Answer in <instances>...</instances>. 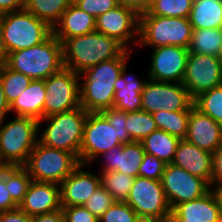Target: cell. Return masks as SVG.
<instances>
[{"instance_id": "obj_1", "label": "cell", "mask_w": 222, "mask_h": 222, "mask_svg": "<svg viewBox=\"0 0 222 222\" xmlns=\"http://www.w3.org/2000/svg\"><path fill=\"white\" fill-rule=\"evenodd\" d=\"M127 112L113 108L89 112L84 124L79 162L92 165L100 154L111 148L134 142L126 129Z\"/></svg>"}, {"instance_id": "obj_2", "label": "cell", "mask_w": 222, "mask_h": 222, "mask_svg": "<svg viewBox=\"0 0 222 222\" xmlns=\"http://www.w3.org/2000/svg\"><path fill=\"white\" fill-rule=\"evenodd\" d=\"M132 51L125 50L119 57L103 61L79 74L80 105L86 112H101L114 107L115 82Z\"/></svg>"}, {"instance_id": "obj_3", "label": "cell", "mask_w": 222, "mask_h": 222, "mask_svg": "<svg viewBox=\"0 0 222 222\" xmlns=\"http://www.w3.org/2000/svg\"><path fill=\"white\" fill-rule=\"evenodd\" d=\"M62 46L64 68L77 74L103 61L115 59L126 50L116 39L97 31L68 38Z\"/></svg>"}, {"instance_id": "obj_4", "label": "cell", "mask_w": 222, "mask_h": 222, "mask_svg": "<svg viewBox=\"0 0 222 222\" xmlns=\"http://www.w3.org/2000/svg\"><path fill=\"white\" fill-rule=\"evenodd\" d=\"M88 113L80 106L40 119L38 121V142L49 148L73 153L79 160L84 124ZM43 124H45V128L42 129Z\"/></svg>"}, {"instance_id": "obj_5", "label": "cell", "mask_w": 222, "mask_h": 222, "mask_svg": "<svg viewBox=\"0 0 222 222\" xmlns=\"http://www.w3.org/2000/svg\"><path fill=\"white\" fill-rule=\"evenodd\" d=\"M6 66L32 80H45L64 68L62 43L52 34L39 45L9 53Z\"/></svg>"}, {"instance_id": "obj_6", "label": "cell", "mask_w": 222, "mask_h": 222, "mask_svg": "<svg viewBox=\"0 0 222 222\" xmlns=\"http://www.w3.org/2000/svg\"><path fill=\"white\" fill-rule=\"evenodd\" d=\"M37 142V119L14 116L8 121L4 118L0 125V165L24 166Z\"/></svg>"}, {"instance_id": "obj_7", "label": "cell", "mask_w": 222, "mask_h": 222, "mask_svg": "<svg viewBox=\"0 0 222 222\" xmlns=\"http://www.w3.org/2000/svg\"><path fill=\"white\" fill-rule=\"evenodd\" d=\"M192 33L189 18L140 15L137 45L140 48L173 45L188 49Z\"/></svg>"}, {"instance_id": "obj_8", "label": "cell", "mask_w": 222, "mask_h": 222, "mask_svg": "<svg viewBox=\"0 0 222 222\" xmlns=\"http://www.w3.org/2000/svg\"><path fill=\"white\" fill-rule=\"evenodd\" d=\"M0 26L8 53L41 44L53 34V28L25 8L0 15Z\"/></svg>"}, {"instance_id": "obj_9", "label": "cell", "mask_w": 222, "mask_h": 222, "mask_svg": "<svg viewBox=\"0 0 222 222\" xmlns=\"http://www.w3.org/2000/svg\"><path fill=\"white\" fill-rule=\"evenodd\" d=\"M79 164L73 153L49 148L37 142L24 167L33 181L60 185Z\"/></svg>"}, {"instance_id": "obj_10", "label": "cell", "mask_w": 222, "mask_h": 222, "mask_svg": "<svg viewBox=\"0 0 222 222\" xmlns=\"http://www.w3.org/2000/svg\"><path fill=\"white\" fill-rule=\"evenodd\" d=\"M141 92V110L149 113L163 111H190L194 99L183 83L158 82L148 79Z\"/></svg>"}, {"instance_id": "obj_11", "label": "cell", "mask_w": 222, "mask_h": 222, "mask_svg": "<svg viewBox=\"0 0 222 222\" xmlns=\"http://www.w3.org/2000/svg\"><path fill=\"white\" fill-rule=\"evenodd\" d=\"M44 117L80 107L79 74L63 68L44 80Z\"/></svg>"}, {"instance_id": "obj_12", "label": "cell", "mask_w": 222, "mask_h": 222, "mask_svg": "<svg viewBox=\"0 0 222 222\" xmlns=\"http://www.w3.org/2000/svg\"><path fill=\"white\" fill-rule=\"evenodd\" d=\"M140 218L168 219L171 207L160 180L137 176L126 200Z\"/></svg>"}, {"instance_id": "obj_13", "label": "cell", "mask_w": 222, "mask_h": 222, "mask_svg": "<svg viewBox=\"0 0 222 222\" xmlns=\"http://www.w3.org/2000/svg\"><path fill=\"white\" fill-rule=\"evenodd\" d=\"M160 181L171 209L179 203L200 198L211 189L204 179L172 163L166 165Z\"/></svg>"}, {"instance_id": "obj_14", "label": "cell", "mask_w": 222, "mask_h": 222, "mask_svg": "<svg viewBox=\"0 0 222 222\" xmlns=\"http://www.w3.org/2000/svg\"><path fill=\"white\" fill-rule=\"evenodd\" d=\"M139 16L135 10L118 5L96 18V31L116 39L127 50L134 51L131 46L134 43L137 47L138 44Z\"/></svg>"}, {"instance_id": "obj_15", "label": "cell", "mask_w": 222, "mask_h": 222, "mask_svg": "<svg viewBox=\"0 0 222 222\" xmlns=\"http://www.w3.org/2000/svg\"><path fill=\"white\" fill-rule=\"evenodd\" d=\"M182 83L193 99L221 85L222 67L217 56L189 52Z\"/></svg>"}, {"instance_id": "obj_16", "label": "cell", "mask_w": 222, "mask_h": 222, "mask_svg": "<svg viewBox=\"0 0 222 222\" xmlns=\"http://www.w3.org/2000/svg\"><path fill=\"white\" fill-rule=\"evenodd\" d=\"M188 49L180 46H162L152 48L148 73V79L158 82L182 83Z\"/></svg>"}, {"instance_id": "obj_17", "label": "cell", "mask_w": 222, "mask_h": 222, "mask_svg": "<svg viewBox=\"0 0 222 222\" xmlns=\"http://www.w3.org/2000/svg\"><path fill=\"white\" fill-rule=\"evenodd\" d=\"M85 168L88 165L79 166L60 183L61 206L71 207L83 205L92 193L101 185L100 174L92 173Z\"/></svg>"}, {"instance_id": "obj_18", "label": "cell", "mask_w": 222, "mask_h": 222, "mask_svg": "<svg viewBox=\"0 0 222 222\" xmlns=\"http://www.w3.org/2000/svg\"><path fill=\"white\" fill-rule=\"evenodd\" d=\"M144 155L142 143L131 142L115 146L100 154L95 160H103L99 172L117 171L136 178Z\"/></svg>"}, {"instance_id": "obj_19", "label": "cell", "mask_w": 222, "mask_h": 222, "mask_svg": "<svg viewBox=\"0 0 222 222\" xmlns=\"http://www.w3.org/2000/svg\"><path fill=\"white\" fill-rule=\"evenodd\" d=\"M168 219H185V222H221L222 209L215 190L210 189L200 198L179 203Z\"/></svg>"}, {"instance_id": "obj_20", "label": "cell", "mask_w": 222, "mask_h": 222, "mask_svg": "<svg viewBox=\"0 0 222 222\" xmlns=\"http://www.w3.org/2000/svg\"><path fill=\"white\" fill-rule=\"evenodd\" d=\"M185 139L198 148L213 153L222 143V125L193 106Z\"/></svg>"}, {"instance_id": "obj_21", "label": "cell", "mask_w": 222, "mask_h": 222, "mask_svg": "<svg viewBox=\"0 0 222 222\" xmlns=\"http://www.w3.org/2000/svg\"><path fill=\"white\" fill-rule=\"evenodd\" d=\"M19 208L29 216L47 214L62 209L60 185L32 181Z\"/></svg>"}, {"instance_id": "obj_22", "label": "cell", "mask_w": 222, "mask_h": 222, "mask_svg": "<svg viewBox=\"0 0 222 222\" xmlns=\"http://www.w3.org/2000/svg\"><path fill=\"white\" fill-rule=\"evenodd\" d=\"M172 164L204 179L211 188L212 153L198 148L186 139H180Z\"/></svg>"}, {"instance_id": "obj_23", "label": "cell", "mask_w": 222, "mask_h": 222, "mask_svg": "<svg viewBox=\"0 0 222 222\" xmlns=\"http://www.w3.org/2000/svg\"><path fill=\"white\" fill-rule=\"evenodd\" d=\"M96 31V18L73 2L53 27V35L63 43L66 39Z\"/></svg>"}, {"instance_id": "obj_24", "label": "cell", "mask_w": 222, "mask_h": 222, "mask_svg": "<svg viewBox=\"0 0 222 222\" xmlns=\"http://www.w3.org/2000/svg\"><path fill=\"white\" fill-rule=\"evenodd\" d=\"M127 63L124 64L121 76L114 84V108L124 112H137L141 110V92L146 81L134 76L133 72L127 74Z\"/></svg>"}, {"instance_id": "obj_25", "label": "cell", "mask_w": 222, "mask_h": 222, "mask_svg": "<svg viewBox=\"0 0 222 222\" xmlns=\"http://www.w3.org/2000/svg\"><path fill=\"white\" fill-rule=\"evenodd\" d=\"M45 98L44 80H32L25 91L9 105L10 114L14 112L15 116L32 117L39 121L44 118Z\"/></svg>"}, {"instance_id": "obj_26", "label": "cell", "mask_w": 222, "mask_h": 222, "mask_svg": "<svg viewBox=\"0 0 222 222\" xmlns=\"http://www.w3.org/2000/svg\"><path fill=\"white\" fill-rule=\"evenodd\" d=\"M189 21L193 29L222 28V0H194Z\"/></svg>"}, {"instance_id": "obj_27", "label": "cell", "mask_w": 222, "mask_h": 222, "mask_svg": "<svg viewBox=\"0 0 222 222\" xmlns=\"http://www.w3.org/2000/svg\"><path fill=\"white\" fill-rule=\"evenodd\" d=\"M179 142L178 137L159 129L141 141L145 153L158 157L165 164L173 162Z\"/></svg>"}, {"instance_id": "obj_28", "label": "cell", "mask_w": 222, "mask_h": 222, "mask_svg": "<svg viewBox=\"0 0 222 222\" xmlns=\"http://www.w3.org/2000/svg\"><path fill=\"white\" fill-rule=\"evenodd\" d=\"M72 2V0H25V9L53 28Z\"/></svg>"}, {"instance_id": "obj_29", "label": "cell", "mask_w": 222, "mask_h": 222, "mask_svg": "<svg viewBox=\"0 0 222 222\" xmlns=\"http://www.w3.org/2000/svg\"><path fill=\"white\" fill-rule=\"evenodd\" d=\"M222 44V28L193 29L188 52L218 56Z\"/></svg>"}, {"instance_id": "obj_30", "label": "cell", "mask_w": 222, "mask_h": 222, "mask_svg": "<svg viewBox=\"0 0 222 222\" xmlns=\"http://www.w3.org/2000/svg\"><path fill=\"white\" fill-rule=\"evenodd\" d=\"M3 177L10 196L19 206L33 181L32 177L24 166H3Z\"/></svg>"}, {"instance_id": "obj_31", "label": "cell", "mask_w": 222, "mask_h": 222, "mask_svg": "<svg viewBox=\"0 0 222 222\" xmlns=\"http://www.w3.org/2000/svg\"><path fill=\"white\" fill-rule=\"evenodd\" d=\"M156 126L170 135L185 139L188 132L190 111H163L152 113Z\"/></svg>"}, {"instance_id": "obj_32", "label": "cell", "mask_w": 222, "mask_h": 222, "mask_svg": "<svg viewBox=\"0 0 222 222\" xmlns=\"http://www.w3.org/2000/svg\"><path fill=\"white\" fill-rule=\"evenodd\" d=\"M101 185L112 194L115 201L126 202L135 177L122 172H100Z\"/></svg>"}, {"instance_id": "obj_33", "label": "cell", "mask_w": 222, "mask_h": 222, "mask_svg": "<svg viewBox=\"0 0 222 222\" xmlns=\"http://www.w3.org/2000/svg\"><path fill=\"white\" fill-rule=\"evenodd\" d=\"M194 0H151L150 7L140 15L189 18Z\"/></svg>"}, {"instance_id": "obj_34", "label": "cell", "mask_w": 222, "mask_h": 222, "mask_svg": "<svg viewBox=\"0 0 222 222\" xmlns=\"http://www.w3.org/2000/svg\"><path fill=\"white\" fill-rule=\"evenodd\" d=\"M126 129L134 142H141L157 130L155 120L147 111L127 112Z\"/></svg>"}, {"instance_id": "obj_35", "label": "cell", "mask_w": 222, "mask_h": 222, "mask_svg": "<svg viewBox=\"0 0 222 222\" xmlns=\"http://www.w3.org/2000/svg\"><path fill=\"white\" fill-rule=\"evenodd\" d=\"M193 104L201 113L222 125V84L200 93Z\"/></svg>"}, {"instance_id": "obj_36", "label": "cell", "mask_w": 222, "mask_h": 222, "mask_svg": "<svg viewBox=\"0 0 222 222\" xmlns=\"http://www.w3.org/2000/svg\"><path fill=\"white\" fill-rule=\"evenodd\" d=\"M0 79L4 95L9 105L17 99L32 82V79L28 76L13 71L6 65L0 69Z\"/></svg>"}, {"instance_id": "obj_37", "label": "cell", "mask_w": 222, "mask_h": 222, "mask_svg": "<svg viewBox=\"0 0 222 222\" xmlns=\"http://www.w3.org/2000/svg\"><path fill=\"white\" fill-rule=\"evenodd\" d=\"M139 218L129 204L115 201L99 218V222H137Z\"/></svg>"}, {"instance_id": "obj_38", "label": "cell", "mask_w": 222, "mask_h": 222, "mask_svg": "<svg viewBox=\"0 0 222 222\" xmlns=\"http://www.w3.org/2000/svg\"><path fill=\"white\" fill-rule=\"evenodd\" d=\"M114 202L112 194L100 185L83 206L99 219Z\"/></svg>"}, {"instance_id": "obj_39", "label": "cell", "mask_w": 222, "mask_h": 222, "mask_svg": "<svg viewBox=\"0 0 222 222\" xmlns=\"http://www.w3.org/2000/svg\"><path fill=\"white\" fill-rule=\"evenodd\" d=\"M167 164L158 157L145 153L143 161L139 167L138 176L161 180L162 174Z\"/></svg>"}, {"instance_id": "obj_40", "label": "cell", "mask_w": 222, "mask_h": 222, "mask_svg": "<svg viewBox=\"0 0 222 222\" xmlns=\"http://www.w3.org/2000/svg\"><path fill=\"white\" fill-rule=\"evenodd\" d=\"M73 3L95 18L119 5L116 0H75Z\"/></svg>"}, {"instance_id": "obj_41", "label": "cell", "mask_w": 222, "mask_h": 222, "mask_svg": "<svg viewBox=\"0 0 222 222\" xmlns=\"http://www.w3.org/2000/svg\"><path fill=\"white\" fill-rule=\"evenodd\" d=\"M61 210L64 222H99V219L83 205L62 207Z\"/></svg>"}, {"instance_id": "obj_42", "label": "cell", "mask_w": 222, "mask_h": 222, "mask_svg": "<svg viewBox=\"0 0 222 222\" xmlns=\"http://www.w3.org/2000/svg\"><path fill=\"white\" fill-rule=\"evenodd\" d=\"M212 164L211 189L215 190L222 185V143L212 153Z\"/></svg>"}, {"instance_id": "obj_43", "label": "cell", "mask_w": 222, "mask_h": 222, "mask_svg": "<svg viewBox=\"0 0 222 222\" xmlns=\"http://www.w3.org/2000/svg\"><path fill=\"white\" fill-rule=\"evenodd\" d=\"M19 208L10 196L3 177V166L0 167V213Z\"/></svg>"}, {"instance_id": "obj_44", "label": "cell", "mask_w": 222, "mask_h": 222, "mask_svg": "<svg viewBox=\"0 0 222 222\" xmlns=\"http://www.w3.org/2000/svg\"><path fill=\"white\" fill-rule=\"evenodd\" d=\"M30 219L20 208L0 213V222H30Z\"/></svg>"}, {"instance_id": "obj_45", "label": "cell", "mask_w": 222, "mask_h": 222, "mask_svg": "<svg viewBox=\"0 0 222 222\" xmlns=\"http://www.w3.org/2000/svg\"><path fill=\"white\" fill-rule=\"evenodd\" d=\"M119 5L135 10L139 15L148 10L151 0H116Z\"/></svg>"}, {"instance_id": "obj_46", "label": "cell", "mask_w": 222, "mask_h": 222, "mask_svg": "<svg viewBox=\"0 0 222 222\" xmlns=\"http://www.w3.org/2000/svg\"><path fill=\"white\" fill-rule=\"evenodd\" d=\"M25 8V0H0V15Z\"/></svg>"}, {"instance_id": "obj_47", "label": "cell", "mask_w": 222, "mask_h": 222, "mask_svg": "<svg viewBox=\"0 0 222 222\" xmlns=\"http://www.w3.org/2000/svg\"><path fill=\"white\" fill-rule=\"evenodd\" d=\"M30 222H64V215L60 209L47 214L31 216Z\"/></svg>"}, {"instance_id": "obj_48", "label": "cell", "mask_w": 222, "mask_h": 222, "mask_svg": "<svg viewBox=\"0 0 222 222\" xmlns=\"http://www.w3.org/2000/svg\"><path fill=\"white\" fill-rule=\"evenodd\" d=\"M0 113L6 118L10 114L9 104L3 92V87L0 79Z\"/></svg>"}, {"instance_id": "obj_49", "label": "cell", "mask_w": 222, "mask_h": 222, "mask_svg": "<svg viewBox=\"0 0 222 222\" xmlns=\"http://www.w3.org/2000/svg\"><path fill=\"white\" fill-rule=\"evenodd\" d=\"M8 51L6 49L4 38H3V32L0 26V69L6 65L7 58H8Z\"/></svg>"}, {"instance_id": "obj_50", "label": "cell", "mask_w": 222, "mask_h": 222, "mask_svg": "<svg viewBox=\"0 0 222 222\" xmlns=\"http://www.w3.org/2000/svg\"><path fill=\"white\" fill-rule=\"evenodd\" d=\"M137 222H169V220L161 218H139Z\"/></svg>"}, {"instance_id": "obj_51", "label": "cell", "mask_w": 222, "mask_h": 222, "mask_svg": "<svg viewBox=\"0 0 222 222\" xmlns=\"http://www.w3.org/2000/svg\"><path fill=\"white\" fill-rule=\"evenodd\" d=\"M215 191L220 199L221 209H222V185L220 187L216 188Z\"/></svg>"}, {"instance_id": "obj_52", "label": "cell", "mask_w": 222, "mask_h": 222, "mask_svg": "<svg viewBox=\"0 0 222 222\" xmlns=\"http://www.w3.org/2000/svg\"><path fill=\"white\" fill-rule=\"evenodd\" d=\"M217 58L219 59V62H220L221 67H222V44H221L220 51L218 53Z\"/></svg>"}, {"instance_id": "obj_53", "label": "cell", "mask_w": 222, "mask_h": 222, "mask_svg": "<svg viewBox=\"0 0 222 222\" xmlns=\"http://www.w3.org/2000/svg\"><path fill=\"white\" fill-rule=\"evenodd\" d=\"M169 222H185V219H168Z\"/></svg>"}, {"instance_id": "obj_54", "label": "cell", "mask_w": 222, "mask_h": 222, "mask_svg": "<svg viewBox=\"0 0 222 222\" xmlns=\"http://www.w3.org/2000/svg\"><path fill=\"white\" fill-rule=\"evenodd\" d=\"M5 117L0 113V125L2 123V120L4 119Z\"/></svg>"}]
</instances>
